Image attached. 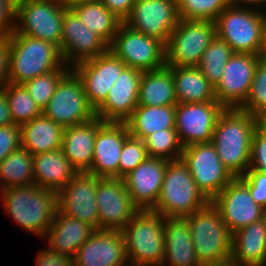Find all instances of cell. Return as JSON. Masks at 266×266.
I'll use <instances>...</instances> for the list:
<instances>
[{
  "label": "cell",
  "mask_w": 266,
  "mask_h": 266,
  "mask_svg": "<svg viewBox=\"0 0 266 266\" xmlns=\"http://www.w3.org/2000/svg\"><path fill=\"white\" fill-rule=\"evenodd\" d=\"M257 126L258 118L241 108H225L216 122L211 142L234 178L249 169L251 140Z\"/></svg>",
  "instance_id": "6da1fadb"
},
{
  "label": "cell",
  "mask_w": 266,
  "mask_h": 266,
  "mask_svg": "<svg viewBox=\"0 0 266 266\" xmlns=\"http://www.w3.org/2000/svg\"><path fill=\"white\" fill-rule=\"evenodd\" d=\"M7 214L25 230L44 238L58 209L57 193L35 184L1 191Z\"/></svg>",
  "instance_id": "7a4b0ae2"
},
{
  "label": "cell",
  "mask_w": 266,
  "mask_h": 266,
  "mask_svg": "<svg viewBox=\"0 0 266 266\" xmlns=\"http://www.w3.org/2000/svg\"><path fill=\"white\" fill-rule=\"evenodd\" d=\"M63 65L56 45L15 30L9 35V83L23 84Z\"/></svg>",
  "instance_id": "3957f363"
},
{
  "label": "cell",
  "mask_w": 266,
  "mask_h": 266,
  "mask_svg": "<svg viewBox=\"0 0 266 266\" xmlns=\"http://www.w3.org/2000/svg\"><path fill=\"white\" fill-rule=\"evenodd\" d=\"M210 201L198 189L182 159L168 161L161 191L151 209L165 218H185Z\"/></svg>",
  "instance_id": "277c9868"
},
{
  "label": "cell",
  "mask_w": 266,
  "mask_h": 266,
  "mask_svg": "<svg viewBox=\"0 0 266 266\" xmlns=\"http://www.w3.org/2000/svg\"><path fill=\"white\" fill-rule=\"evenodd\" d=\"M165 217L151 209L138 210L121 230L128 262L136 266H161L164 260Z\"/></svg>",
  "instance_id": "5b68a950"
},
{
  "label": "cell",
  "mask_w": 266,
  "mask_h": 266,
  "mask_svg": "<svg viewBox=\"0 0 266 266\" xmlns=\"http://www.w3.org/2000/svg\"><path fill=\"white\" fill-rule=\"evenodd\" d=\"M215 24L216 35L234 53L259 54L266 26L265 11L233 1L220 13Z\"/></svg>",
  "instance_id": "8992f818"
},
{
  "label": "cell",
  "mask_w": 266,
  "mask_h": 266,
  "mask_svg": "<svg viewBox=\"0 0 266 266\" xmlns=\"http://www.w3.org/2000/svg\"><path fill=\"white\" fill-rule=\"evenodd\" d=\"M184 219L190 226L194 250L201 266L231 259L232 233L211 201Z\"/></svg>",
  "instance_id": "52a82bcc"
},
{
  "label": "cell",
  "mask_w": 266,
  "mask_h": 266,
  "mask_svg": "<svg viewBox=\"0 0 266 266\" xmlns=\"http://www.w3.org/2000/svg\"><path fill=\"white\" fill-rule=\"evenodd\" d=\"M215 36L213 21L180 19L165 45L166 66L197 67Z\"/></svg>",
  "instance_id": "ba28073f"
},
{
  "label": "cell",
  "mask_w": 266,
  "mask_h": 266,
  "mask_svg": "<svg viewBox=\"0 0 266 266\" xmlns=\"http://www.w3.org/2000/svg\"><path fill=\"white\" fill-rule=\"evenodd\" d=\"M67 8L55 2L19 0L15 2L14 30L50 42L61 52L62 22Z\"/></svg>",
  "instance_id": "9c48e42d"
},
{
  "label": "cell",
  "mask_w": 266,
  "mask_h": 266,
  "mask_svg": "<svg viewBox=\"0 0 266 266\" xmlns=\"http://www.w3.org/2000/svg\"><path fill=\"white\" fill-rule=\"evenodd\" d=\"M42 113L63 128L95 118V110L88 103L82 80L72 68L61 78Z\"/></svg>",
  "instance_id": "30bf717a"
},
{
  "label": "cell",
  "mask_w": 266,
  "mask_h": 266,
  "mask_svg": "<svg viewBox=\"0 0 266 266\" xmlns=\"http://www.w3.org/2000/svg\"><path fill=\"white\" fill-rule=\"evenodd\" d=\"M109 49L128 67L154 71L166 66L165 44L122 23Z\"/></svg>",
  "instance_id": "8fae6325"
},
{
  "label": "cell",
  "mask_w": 266,
  "mask_h": 266,
  "mask_svg": "<svg viewBox=\"0 0 266 266\" xmlns=\"http://www.w3.org/2000/svg\"><path fill=\"white\" fill-rule=\"evenodd\" d=\"M198 189L212 201L233 179L212 142L184 147L181 155Z\"/></svg>",
  "instance_id": "7c38bea8"
},
{
  "label": "cell",
  "mask_w": 266,
  "mask_h": 266,
  "mask_svg": "<svg viewBox=\"0 0 266 266\" xmlns=\"http://www.w3.org/2000/svg\"><path fill=\"white\" fill-rule=\"evenodd\" d=\"M179 20L177 0H135L124 24L166 45Z\"/></svg>",
  "instance_id": "4fadbf2b"
},
{
  "label": "cell",
  "mask_w": 266,
  "mask_h": 266,
  "mask_svg": "<svg viewBox=\"0 0 266 266\" xmlns=\"http://www.w3.org/2000/svg\"><path fill=\"white\" fill-rule=\"evenodd\" d=\"M224 109L218 101L177 103L175 130L183 147L211 142L216 122Z\"/></svg>",
  "instance_id": "5bb4252c"
},
{
  "label": "cell",
  "mask_w": 266,
  "mask_h": 266,
  "mask_svg": "<svg viewBox=\"0 0 266 266\" xmlns=\"http://www.w3.org/2000/svg\"><path fill=\"white\" fill-rule=\"evenodd\" d=\"M127 65L110 49L102 55L75 65L72 69L81 78L86 98L96 111L106 100L115 81Z\"/></svg>",
  "instance_id": "9a60e30c"
},
{
  "label": "cell",
  "mask_w": 266,
  "mask_h": 266,
  "mask_svg": "<svg viewBox=\"0 0 266 266\" xmlns=\"http://www.w3.org/2000/svg\"><path fill=\"white\" fill-rule=\"evenodd\" d=\"M96 205L98 229L106 230L121 231L139 210L119 178L98 177Z\"/></svg>",
  "instance_id": "2e32d148"
},
{
  "label": "cell",
  "mask_w": 266,
  "mask_h": 266,
  "mask_svg": "<svg viewBox=\"0 0 266 266\" xmlns=\"http://www.w3.org/2000/svg\"><path fill=\"white\" fill-rule=\"evenodd\" d=\"M211 202L220 211L232 234L263 219L265 209L253 200L248 186L239 177L234 178Z\"/></svg>",
  "instance_id": "e0dca14e"
},
{
  "label": "cell",
  "mask_w": 266,
  "mask_h": 266,
  "mask_svg": "<svg viewBox=\"0 0 266 266\" xmlns=\"http://www.w3.org/2000/svg\"><path fill=\"white\" fill-rule=\"evenodd\" d=\"M259 56L234 53L224 67L221 80L215 86L216 100L224 108H241L245 103Z\"/></svg>",
  "instance_id": "ac0fdd59"
},
{
  "label": "cell",
  "mask_w": 266,
  "mask_h": 266,
  "mask_svg": "<svg viewBox=\"0 0 266 266\" xmlns=\"http://www.w3.org/2000/svg\"><path fill=\"white\" fill-rule=\"evenodd\" d=\"M97 185L98 177L95 174L88 171L77 172L57 192L58 210L98 229Z\"/></svg>",
  "instance_id": "d6986e66"
},
{
  "label": "cell",
  "mask_w": 266,
  "mask_h": 266,
  "mask_svg": "<svg viewBox=\"0 0 266 266\" xmlns=\"http://www.w3.org/2000/svg\"><path fill=\"white\" fill-rule=\"evenodd\" d=\"M109 46L82 23L68 7L64 12L61 35V55L64 64L75 65L102 55Z\"/></svg>",
  "instance_id": "ffe728a7"
},
{
  "label": "cell",
  "mask_w": 266,
  "mask_h": 266,
  "mask_svg": "<svg viewBox=\"0 0 266 266\" xmlns=\"http://www.w3.org/2000/svg\"><path fill=\"white\" fill-rule=\"evenodd\" d=\"M74 266H122L128 262L121 231L96 229L73 257Z\"/></svg>",
  "instance_id": "44dd1931"
},
{
  "label": "cell",
  "mask_w": 266,
  "mask_h": 266,
  "mask_svg": "<svg viewBox=\"0 0 266 266\" xmlns=\"http://www.w3.org/2000/svg\"><path fill=\"white\" fill-rule=\"evenodd\" d=\"M143 71L126 67L111 87L95 117L104 122H125L138 106L139 84Z\"/></svg>",
  "instance_id": "7402d4cb"
},
{
  "label": "cell",
  "mask_w": 266,
  "mask_h": 266,
  "mask_svg": "<svg viewBox=\"0 0 266 266\" xmlns=\"http://www.w3.org/2000/svg\"><path fill=\"white\" fill-rule=\"evenodd\" d=\"M168 161L148 157L122 179L132 203L139 209H152L159 197Z\"/></svg>",
  "instance_id": "603a6c76"
},
{
  "label": "cell",
  "mask_w": 266,
  "mask_h": 266,
  "mask_svg": "<svg viewBox=\"0 0 266 266\" xmlns=\"http://www.w3.org/2000/svg\"><path fill=\"white\" fill-rule=\"evenodd\" d=\"M129 135L125 122H105L96 134L93 162L88 172L97 177L118 178L119 157Z\"/></svg>",
  "instance_id": "cb8c5ba5"
},
{
  "label": "cell",
  "mask_w": 266,
  "mask_h": 266,
  "mask_svg": "<svg viewBox=\"0 0 266 266\" xmlns=\"http://www.w3.org/2000/svg\"><path fill=\"white\" fill-rule=\"evenodd\" d=\"M104 123L95 117L87 123L64 128L61 149L78 172L91 169L96 134Z\"/></svg>",
  "instance_id": "d4e9b609"
},
{
  "label": "cell",
  "mask_w": 266,
  "mask_h": 266,
  "mask_svg": "<svg viewBox=\"0 0 266 266\" xmlns=\"http://www.w3.org/2000/svg\"><path fill=\"white\" fill-rule=\"evenodd\" d=\"M95 229L57 209L52 225L44 237L49 248L58 253L74 257L79 248L89 239Z\"/></svg>",
  "instance_id": "484cf974"
},
{
  "label": "cell",
  "mask_w": 266,
  "mask_h": 266,
  "mask_svg": "<svg viewBox=\"0 0 266 266\" xmlns=\"http://www.w3.org/2000/svg\"><path fill=\"white\" fill-rule=\"evenodd\" d=\"M164 260L161 266H201L188 222L184 218H165Z\"/></svg>",
  "instance_id": "4316f807"
},
{
  "label": "cell",
  "mask_w": 266,
  "mask_h": 266,
  "mask_svg": "<svg viewBox=\"0 0 266 266\" xmlns=\"http://www.w3.org/2000/svg\"><path fill=\"white\" fill-rule=\"evenodd\" d=\"M231 259L240 266H266V224L264 219L232 234Z\"/></svg>",
  "instance_id": "83f0119b"
},
{
  "label": "cell",
  "mask_w": 266,
  "mask_h": 266,
  "mask_svg": "<svg viewBox=\"0 0 266 266\" xmlns=\"http://www.w3.org/2000/svg\"><path fill=\"white\" fill-rule=\"evenodd\" d=\"M34 184L59 192L78 172L64 156L62 149L33 155Z\"/></svg>",
  "instance_id": "f1b7e54d"
},
{
  "label": "cell",
  "mask_w": 266,
  "mask_h": 266,
  "mask_svg": "<svg viewBox=\"0 0 266 266\" xmlns=\"http://www.w3.org/2000/svg\"><path fill=\"white\" fill-rule=\"evenodd\" d=\"M21 128V147L32 155L60 149L64 128L43 113L24 123Z\"/></svg>",
  "instance_id": "f546056e"
},
{
  "label": "cell",
  "mask_w": 266,
  "mask_h": 266,
  "mask_svg": "<svg viewBox=\"0 0 266 266\" xmlns=\"http://www.w3.org/2000/svg\"><path fill=\"white\" fill-rule=\"evenodd\" d=\"M174 79L177 103L217 101L215 86L198 67H168Z\"/></svg>",
  "instance_id": "4dcf8cb0"
},
{
  "label": "cell",
  "mask_w": 266,
  "mask_h": 266,
  "mask_svg": "<svg viewBox=\"0 0 266 266\" xmlns=\"http://www.w3.org/2000/svg\"><path fill=\"white\" fill-rule=\"evenodd\" d=\"M125 123L130 136L141 140L159 130L175 129V105H138Z\"/></svg>",
  "instance_id": "1f68e13d"
},
{
  "label": "cell",
  "mask_w": 266,
  "mask_h": 266,
  "mask_svg": "<svg viewBox=\"0 0 266 266\" xmlns=\"http://www.w3.org/2000/svg\"><path fill=\"white\" fill-rule=\"evenodd\" d=\"M176 104L174 79L172 71L167 66L143 72L139 84L138 105L167 106Z\"/></svg>",
  "instance_id": "d6a6232c"
},
{
  "label": "cell",
  "mask_w": 266,
  "mask_h": 266,
  "mask_svg": "<svg viewBox=\"0 0 266 266\" xmlns=\"http://www.w3.org/2000/svg\"><path fill=\"white\" fill-rule=\"evenodd\" d=\"M69 8L108 46L113 42L115 34L123 23L100 0L79 2Z\"/></svg>",
  "instance_id": "836d02e7"
},
{
  "label": "cell",
  "mask_w": 266,
  "mask_h": 266,
  "mask_svg": "<svg viewBox=\"0 0 266 266\" xmlns=\"http://www.w3.org/2000/svg\"><path fill=\"white\" fill-rule=\"evenodd\" d=\"M34 159L33 155L25 148L10 153L0 163V189L1 191L34 184Z\"/></svg>",
  "instance_id": "e575fe53"
},
{
  "label": "cell",
  "mask_w": 266,
  "mask_h": 266,
  "mask_svg": "<svg viewBox=\"0 0 266 266\" xmlns=\"http://www.w3.org/2000/svg\"><path fill=\"white\" fill-rule=\"evenodd\" d=\"M233 54L232 48L216 35L203 52L197 67L209 82L216 86L222 78L224 67Z\"/></svg>",
  "instance_id": "d590c367"
},
{
  "label": "cell",
  "mask_w": 266,
  "mask_h": 266,
  "mask_svg": "<svg viewBox=\"0 0 266 266\" xmlns=\"http://www.w3.org/2000/svg\"><path fill=\"white\" fill-rule=\"evenodd\" d=\"M4 90L13 124L21 126L42 113V110L22 84L8 83Z\"/></svg>",
  "instance_id": "8d00e7d4"
},
{
  "label": "cell",
  "mask_w": 266,
  "mask_h": 266,
  "mask_svg": "<svg viewBox=\"0 0 266 266\" xmlns=\"http://www.w3.org/2000/svg\"><path fill=\"white\" fill-rule=\"evenodd\" d=\"M147 154L167 161L181 159L183 145L175 129L159 130L144 139Z\"/></svg>",
  "instance_id": "74e56055"
},
{
  "label": "cell",
  "mask_w": 266,
  "mask_h": 266,
  "mask_svg": "<svg viewBox=\"0 0 266 266\" xmlns=\"http://www.w3.org/2000/svg\"><path fill=\"white\" fill-rule=\"evenodd\" d=\"M70 69L69 66L64 64L61 68L37 76L22 85L43 111L53 96L59 81Z\"/></svg>",
  "instance_id": "f35d334b"
},
{
  "label": "cell",
  "mask_w": 266,
  "mask_h": 266,
  "mask_svg": "<svg viewBox=\"0 0 266 266\" xmlns=\"http://www.w3.org/2000/svg\"><path fill=\"white\" fill-rule=\"evenodd\" d=\"M231 2V0H177L179 18L215 22Z\"/></svg>",
  "instance_id": "ab89813d"
},
{
  "label": "cell",
  "mask_w": 266,
  "mask_h": 266,
  "mask_svg": "<svg viewBox=\"0 0 266 266\" xmlns=\"http://www.w3.org/2000/svg\"><path fill=\"white\" fill-rule=\"evenodd\" d=\"M241 109L257 118L266 111V64L261 61L255 69L248 97Z\"/></svg>",
  "instance_id": "60d3db41"
},
{
  "label": "cell",
  "mask_w": 266,
  "mask_h": 266,
  "mask_svg": "<svg viewBox=\"0 0 266 266\" xmlns=\"http://www.w3.org/2000/svg\"><path fill=\"white\" fill-rule=\"evenodd\" d=\"M148 157L144 140L129 135L119 157L118 178L122 179Z\"/></svg>",
  "instance_id": "b9f144b4"
},
{
  "label": "cell",
  "mask_w": 266,
  "mask_h": 266,
  "mask_svg": "<svg viewBox=\"0 0 266 266\" xmlns=\"http://www.w3.org/2000/svg\"><path fill=\"white\" fill-rule=\"evenodd\" d=\"M249 169L266 174V130L259 125L251 140Z\"/></svg>",
  "instance_id": "7bdbcfd3"
},
{
  "label": "cell",
  "mask_w": 266,
  "mask_h": 266,
  "mask_svg": "<svg viewBox=\"0 0 266 266\" xmlns=\"http://www.w3.org/2000/svg\"><path fill=\"white\" fill-rule=\"evenodd\" d=\"M239 178L248 186L253 200L266 209V174L248 169Z\"/></svg>",
  "instance_id": "ee69618b"
},
{
  "label": "cell",
  "mask_w": 266,
  "mask_h": 266,
  "mask_svg": "<svg viewBox=\"0 0 266 266\" xmlns=\"http://www.w3.org/2000/svg\"><path fill=\"white\" fill-rule=\"evenodd\" d=\"M21 147L20 125L0 126V163L13 151Z\"/></svg>",
  "instance_id": "f6af8a7d"
},
{
  "label": "cell",
  "mask_w": 266,
  "mask_h": 266,
  "mask_svg": "<svg viewBox=\"0 0 266 266\" xmlns=\"http://www.w3.org/2000/svg\"><path fill=\"white\" fill-rule=\"evenodd\" d=\"M15 29V1L0 0V36H9Z\"/></svg>",
  "instance_id": "bcb514c9"
},
{
  "label": "cell",
  "mask_w": 266,
  "mask_h": 266,
  "mask_svg": "<svg viewBox=\"0 0 266 266\" xmlns=\"http://www.w3.org/2000/svg\"><path fill=\"white\" fill-rule=\"evenodd\" d=\"M36 266H74V259L46 248L39 251Z\"/></svg>",
  "instance_id": "7dc6e473"
},
{
  "label": "cell",
  "mask_w": 266,
  "mask_h": 266,
  "mask_svg": "<svg viewBox=\"0 0 266 266\" xmlns=\"http://www.w3.org/2000/svg\"><path fill=\"white\" fill-rule=\"evenodd\" d=\"M123 23L129 17L135 0H100Z\"/></svg>",
  "instance_id": "c3c4849f"
},
{
  "label": "cell",
  "mask_w": 266,
  "mask_h": 266,
  "mask_svg": "<svg viewBox=\"0 0 266 266\" xmlns=\"http://www.w3.org/2000/svg\"><path fill=\"white\" fill-rule=\"evenodd\" d=\"M9 75V36H0V88L8 83Z\"/></svg>",
  "instance_id": "681fc988"
},
{
  "label": "cell",
  "mask_w": 266,
  "mask_h": 266,
  "mask_svg": "<svg viewBox=\"0 0 266 266\" xmlns=\"http://www.w3.org/2000/svg\"><path fill=\"white\" fill-rule=\"evenodd\" d=\"M13 124L11 113L7 103L6 92L0 88V126Z\"/></svg>",
  "instance_id": "f907efd6"
},
{
  "label": "cell",
  "mask_w": 266,
  "mask_h": 266,
  "mask_svg": "<svg viewBox=\"0 0 266 266\" xmlns=\"http://www.w3.org/2000/svg\"><path fill=\"white\" fill-rule=\"evenodd\" d=\"M258 56L259 60L266 64V26L263 32L262 44Z\"/></svg>",
  "instance_id": "816d5d0a"
},
{
  "label": "cell",
  "mask_w": 266,
  "mask_h": 266,
  "mask_svg": "<svg viewBox=\"0 0 266 266\" xmlns=\"http://www.w3.org/2000/svg\"><path fill=\"white\" fill-rule=\"evenodd\" d=\"M235 2L242 4V5H246L248 4V6L253 5L254 7L256 6L257 8H261L262 5L266 6V0H236ZM264 3V4H263Z\"/></svg>",
  "instance_id": "f5cc1de1"
},
{
  "label": "cell",
  "mask_w": 266,
  "mask_h": 266,
  "mask_svg": "<svg viewBox=\"0 0 266 266\" xmlns=\"http://www.w3.org/2000/svg\"><path fill=\"white\" fill-rule=\"evenodd\" d=\"M202 266H240V265L233 259H229L227 261H223L219 263H212V264H205Z\"/></svg>",
  "instance_id": "db71d44e"
},
{
  "label": "cell",
  "mask_w": 266,
  "mask_h": 266,
  "mask_svg": "<svg viewBox=\"0 0 266 266\" xmlns=\"http://www.w3.org/2000/svg\"><path fill=\"white\" fill-rule=\"evenodd\" d=\"M258 125L266 130V111L258 117Z\"/></svg>",
  "instance_id": "11a10c76"
},
{
  "label": "cell",
  "mask_w": 266,
  "mask_h": 266,
  "mask_svg": "<svg viewBox=\"0 0 266 266\" xmlns=\"http://www.w3.org/2000/svg\"><path fill=\"white\" fill-rule=\"evenodd\" d=\"M84 1H89V0H66V6L70 7L73 4L79 3V2H84Z\"/></svg>",
  "instance_id": "9f6ffc18"
},
{
  "label": "cell",
  "mask_w": 266,
  "mask_h": 266,
  "mask_svg": "<svg viewBox=\"0 0 266 266\" xmlns=\"http://www.w3.org/2000/svg\"><path fill=\"white\" fill-rule=\"evenodd\" d=\"M41 1L55 2V3L61 4L63 6H66V0H41Z\"/></svg>",
  "instance_id": "6f0895ef"
},
{
  "label": "cell",
  "mask_w": 266,
  "mask_h": 266,
  "mask_svg": "<svg viewBox=\"0 0 266 266\" xmlns=\"http://www.w3.org/2000/svg\"><path fill=\"white\" fill-rule=\"evenodd\" d=\"M122 266H136V265H134V264L131 263V262H127L126 264H124V265H122Z\"/></svg>",
  "instance_id": "680465c9"
},
{
  "label": "cell",
  "mask_w": 266,
  "mask_h": 266,
  "mask_svg": "<svg viewBox=\"0 0 266 266\" xmlns=\"http://www.w3.org/2000/svg\"><path fill=\"white\" fill-rule=\"evenodd\" d=\"M263 219H264V221H265V224H266V209L264 210Z\"/></svg>",
  "instance_id": "91938a15"
}]
</instances>
